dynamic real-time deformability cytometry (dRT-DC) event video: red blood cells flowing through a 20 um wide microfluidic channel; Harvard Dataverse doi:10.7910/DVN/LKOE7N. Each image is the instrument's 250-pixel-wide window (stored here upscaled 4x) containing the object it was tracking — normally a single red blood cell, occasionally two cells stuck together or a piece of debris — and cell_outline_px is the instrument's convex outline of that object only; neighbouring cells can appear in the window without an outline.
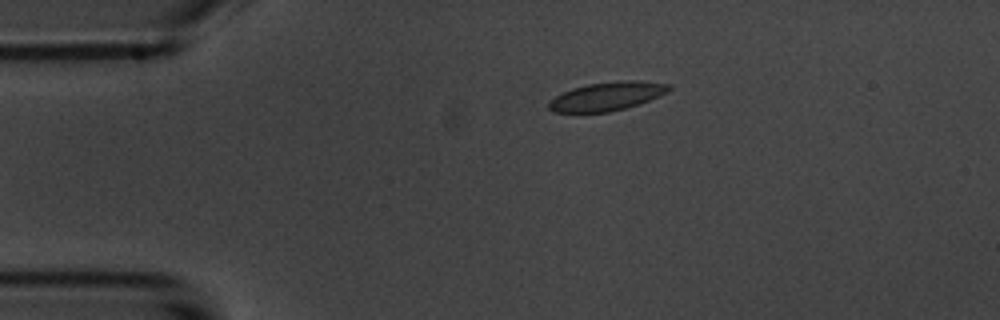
{"species": "common noctule bat (a hibernating species)", "species_latin": "Nyctalus noctula", "temperature_condition": "room temperature", "stored_images_in_passage": 7, "camera_frame_rate_fps": 3000, "um_per_image_px": 0.085, "animal": {"sex": "male", "body_mass_g": 20.1, "forearm_length_mm": 53.5}, "frame": {"image": 1, "passage_image": 3, "time_ms": 2.333, "image_size_px": [1000, 320], "cell_outline_px": [[672, 88], [668, 92], [648, 100], [624, 108], [608, 112], [552, 112], [548, 108], [548, 100], [572, 88], [588, 84], [672, 84]], "centroid_in_image_um": [51.44, 8.26], "position_along_channel_um": 33.6, "area_um2": 18.5}}
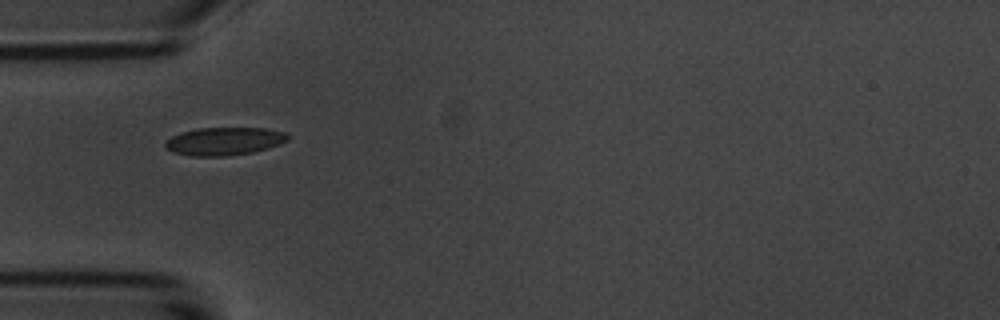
{"frame": {"image": 2, "passage_image": 5, "time_ms": 4.333, "image_size_px": [1000, 320], "cell_outline_px": [[288, 140], [280, 144], [268, 148], [252, 152], [228, 156], [192, 156], [172, 152], [164, 144], [172, 136], [180, 132], [200, 128], [264, 128], [288, 132]], "centroid_in_image_um": [19.09, 12.0], "position_along_channel_um": 65.9, "area_um2": 19.94}}
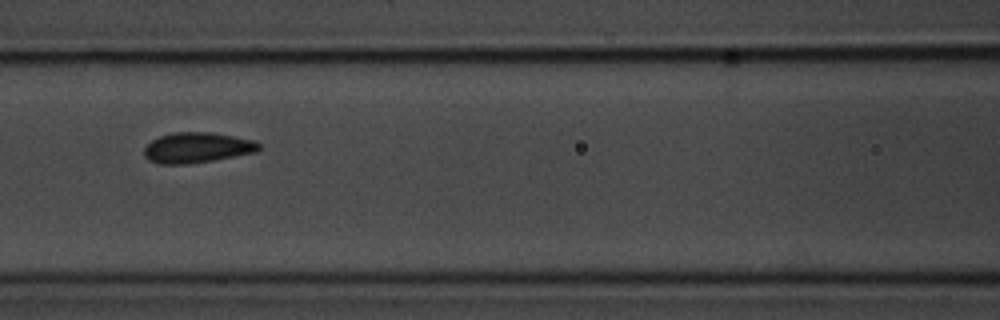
{"frame": {"image": 3, "passage_image": 7, "time_ms": 6.667, "image_size_px": [1000, 320], "cell_outline_px": [[260, 148], [256, 152], [212, 160], [188, 164], [160, 164], [148, 160], [144, 156], [144, 148], [152, 140], [160, 136], [172, 132], [212, 132], [252, 140], [260, 144]], "centroid_in_image_um": [16.71, 12.55], "position_along_channel_um": 149.9, "area_um2": 20.23}}